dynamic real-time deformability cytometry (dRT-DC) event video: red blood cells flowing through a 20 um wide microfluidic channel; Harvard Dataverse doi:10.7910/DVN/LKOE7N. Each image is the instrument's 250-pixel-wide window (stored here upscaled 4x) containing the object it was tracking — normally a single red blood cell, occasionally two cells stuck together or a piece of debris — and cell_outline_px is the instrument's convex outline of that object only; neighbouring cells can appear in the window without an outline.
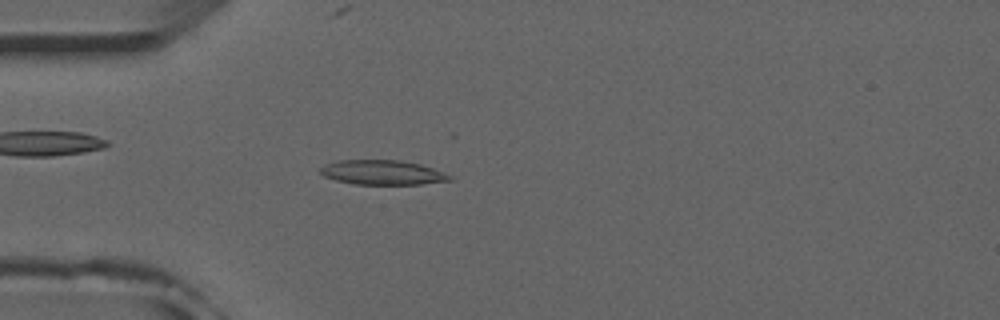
{"species": "common noctule bat (a hibernating species)", "species_latin": "Nyctalus noctula", "temperature_condition": "room temperature", "stored_images_in_passage": 52, "camera_frame_rate_fps": 3000, "um_per_image_px": 0.085, "animal": {"sex": "male", "forearm_length_mm": 52.5}, "frame": {"image": 1, "passage_image": 15, "time_ms": 4.667, "image_size_px": [1000, 320], "cell_outline_px": [[452, 180], [420, 184], [356, 184], [336, 180], [324, 176], [320, 172], [320, 168], [324, 164], [336, 160], [400, 160], [420, 164], [444, 172], [452, 176]], "centroid_in_image_um": [32.49, 14.65], "position_along_channel_um": 52.5, "area_um2": 18.5}}
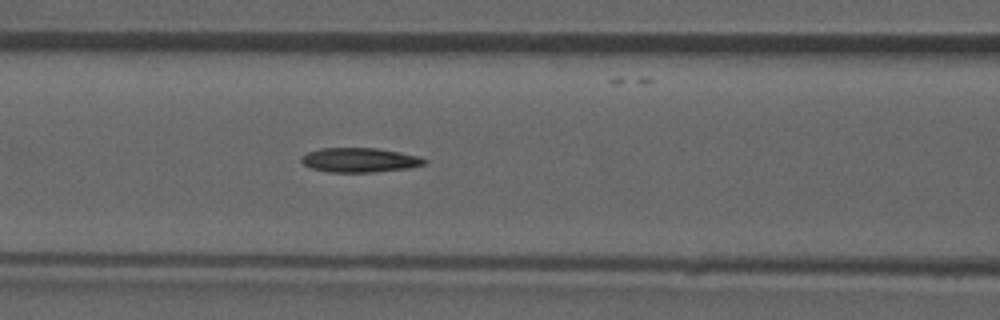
{"frame": {"image": 2, "passage_image": 22, "time_ms": 7.0, "image_size_px": [1000, 320], "cell_outline_px": [[428, 160], [424, 164], [408, 168], [372, 172], [328, 172], [312, 168], [304, 164], [300, 160], [300, 156], [308, 152], [320, 148], [376, 148], [400, 152], [420, 156]], "centroid_in_image_um": [30.56, 13.6], "position_along_channel_um": 136.0, "area_um2": 17.51}}
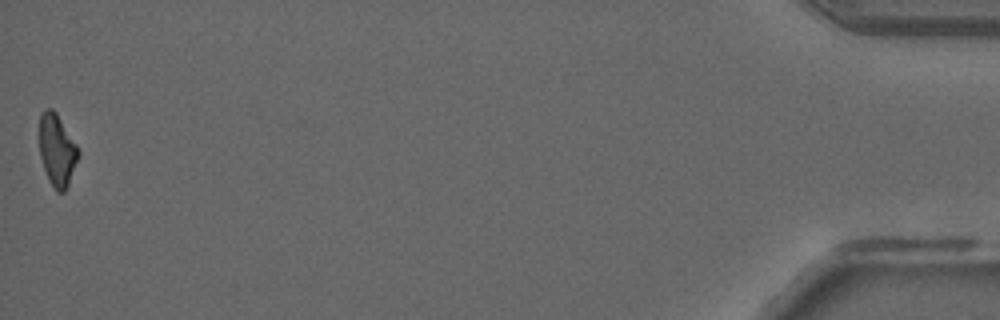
{"frame": {"image": 3, "passage_image": 52, "time_ms": 17.0, "image_size_px": [1000, 320], "cell_outline_px": [[80, 156], [68, 184], [64, 192], [56, 192], [48, 180], [40, 156], [40, 112], [44, 108], [52, 108], [56, 112], [76, 144], [80, 152]], "centroid_in_image_um": [4.85, 12.76], "position_along_channel_um": 430.3, "area_um2": 16.36}, "authors_computed_cell_mechanics": {"area_um2": 17.7157, "velocity_mm_per_s": 3.9517, "shape_relaxation_time_tau1_ms": null, "shape_relaxation_time_tau2_ms": 5.5722, "deformation_change_tau1": null, "deformation_change_tau2": 0.1384}}